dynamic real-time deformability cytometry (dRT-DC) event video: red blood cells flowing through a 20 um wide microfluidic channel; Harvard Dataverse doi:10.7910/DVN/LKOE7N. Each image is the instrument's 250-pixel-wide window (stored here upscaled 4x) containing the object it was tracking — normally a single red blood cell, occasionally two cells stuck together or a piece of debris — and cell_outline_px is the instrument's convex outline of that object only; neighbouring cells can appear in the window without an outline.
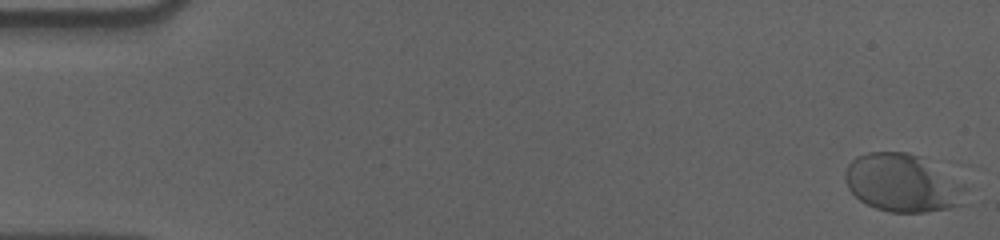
{"species": "human", "species_latin": "Homo sapiens", "temperature_condition": "cold", "stored_images_in_passage": 49, "camera_frame_rate_fps": 3000, "um_per_image_px": 0.085, "donor": {"sex": "male"}, "frame": {"image": 1, "passage_image": 1, "time_ms": 0.0, "image_size_px": [1000, 240], "cell_outline_px": [[968, 204], [948, 208], [924, 212], [888, 212], [876, 208], [860, 200], [848, 188], [844, 180], [844, 172], [848, 164], [856, 156], [868, 152], [908, 152], [916, 156], [964, 184], [968, 188]], "centroid_in_image_um": [76.73, 15.59], "position_along_channel_um": 8.3, "area_um2": 40.63}}
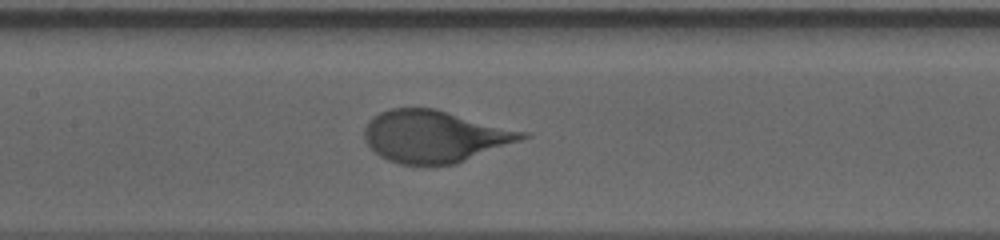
{"frame": {"image": 2, "passage_image": 28, "time_ms": 9.0, "image_size_px": [1000, 240], "cell_outline_px": [[532, 136], [456, 164], [428, 168], [400, 164], [388, 160], [380, 156], [364, 140], [364, 128], [368, 120], [380, 112], [392, 108], [436, 108], [528, 132]], "centroid_in_image_um": [36.95, 11.62], "position_along_channel_um": 170.4, "area_um2": 48.67}}
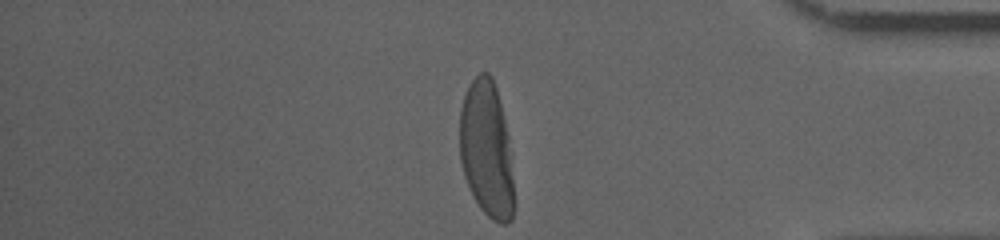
{"frame": {"image": 3, "passage_image": 49, "time_ms": 16.0, "image_size_px": [1000, 240], "cell_outline_px": [[512, 220], [508, 224], [500, 224], [492, 220], [480, 208], [472, 196], [468, 188], [464, 176], [460, 160], [460, 108], [468, 84], [480, 72], [488, 72], [492, 76], [496, 88], [512, 152]], "centroid_in_image_um": [41.34, 12.7], "position_along_channel_um": 393.9, "area_um2": 43.23}}